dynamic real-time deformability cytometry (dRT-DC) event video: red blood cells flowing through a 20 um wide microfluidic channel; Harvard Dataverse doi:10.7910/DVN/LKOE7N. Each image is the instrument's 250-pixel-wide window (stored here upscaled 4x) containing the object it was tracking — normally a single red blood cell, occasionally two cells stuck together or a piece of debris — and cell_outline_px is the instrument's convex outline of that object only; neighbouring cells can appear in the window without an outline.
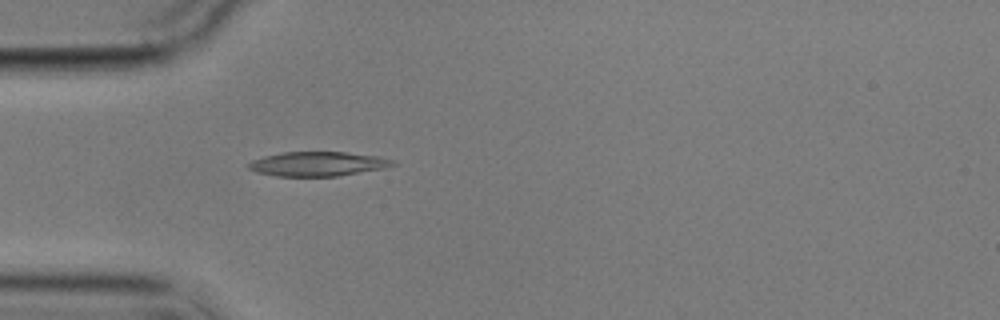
{"species": "common noctule bat (a hibernating species)", "species_latin": "Nyctalus noctula", "temperature_condition": "cold", "stored_images_in_passage": 5, "camera_frame_rate_fps": 3000, "um_per_image_px": 0.085, "animal": {"sex": "male", "body_mass_g": 17.9}, "frame": {"image": 1, "passage_image": 5, "time_ms": 5.333, "image_size_px": [1000, 320], "cell_outline_px": [[400, 164], [388, 168], [336, 176], [276, 176], [256, 172], [248, 168], [248, 164], [252, 160], [264, 156], [284, 152], [348, 152], [380, 156], [396, 160]], "centroid_in_image_um": [27.11, 13.93], "position_along_channel_um": 57.9, "area_um2": 20.81}}